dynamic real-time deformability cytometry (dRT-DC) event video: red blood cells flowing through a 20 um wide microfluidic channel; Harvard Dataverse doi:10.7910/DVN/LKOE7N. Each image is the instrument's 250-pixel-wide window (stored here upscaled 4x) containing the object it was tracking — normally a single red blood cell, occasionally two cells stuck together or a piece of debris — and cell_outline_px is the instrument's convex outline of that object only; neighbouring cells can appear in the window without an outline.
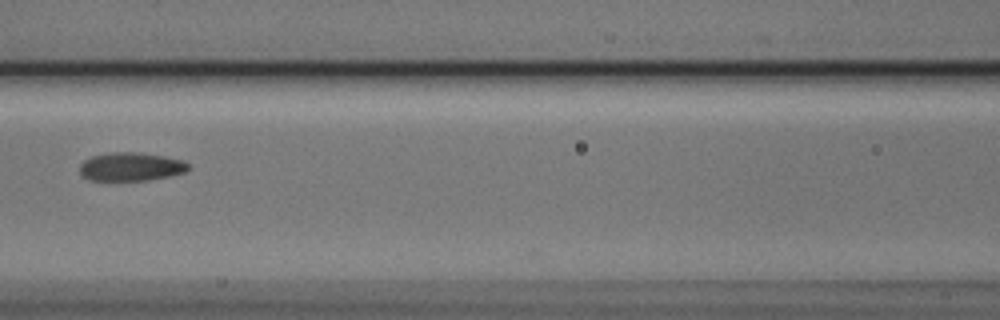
{"species": "Egyptian fruit bat (a non-hibernating species)", "species_latin": "Rousettus aegyptiacus", "temperature_condition": "cold", "stored_images_in_passage": 10, "camera_frame_rate_fps": 3000, "um_per_image_px": 0.085, "animal": {"sex": "male"}, "frame": {"image": 1, "passage_image": 7, "time_ms": 2.0, "image_size_px": [1000, 320], "cell_outline_px": [[192, 168], [184, 172], [168, 176], [148, 180], [88, 180], [80, 172], [80, 164], [84, 160], [92, 156], [108, 152], [140, 152], [164, 156], [184, 160]], "centroid_in_image_um": [11.14, 14.15], "position_along_channel_um": 155.5, "area_um2": 18.09}}
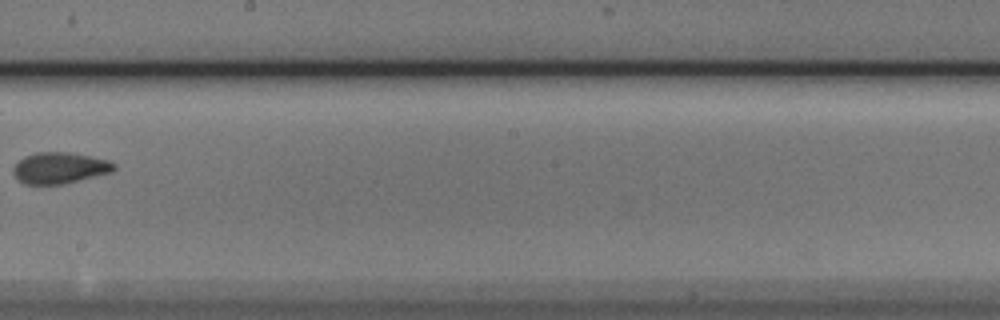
{"frame": {"image": 2, "passage_image": 9, "time_ms": 2.667, "image_size_px": [1000, 320], "cell_outline_px": [[116, 168], [112, 172], [64, 184], [24, 184], [16, 180], [12, 172], [12, 168], [24, 156], [36, 152], [68, 152], [108, 160], [116, 164]], "centroid_in_image_um": [5.04, 14.28], "position_along_channel_um": 243.2, "area_um2": 18.44}}
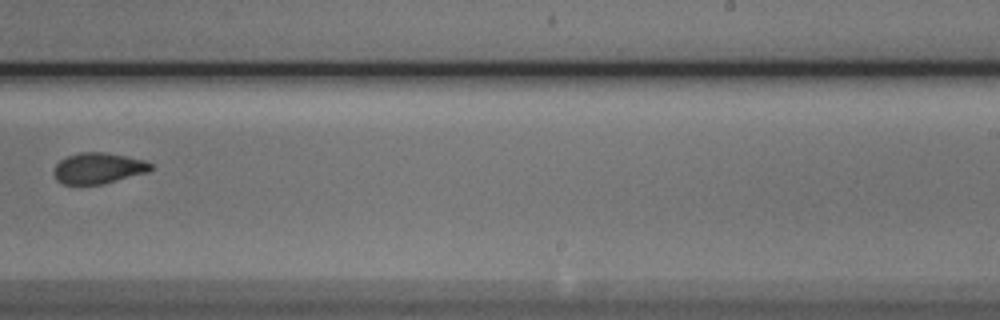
{"frame": {"image": 3, "passage_image": 10, "time_ms": 3.0, "image_size_px": [1000, 320], "cell_outline_px": [[152, 168], [148, 172], [104, 184], [76, 188], [64, 184], [56, 180], [52, 172], [52, 168], [60, 160], [68, 156], [80, 152], [104, 152], [144, 160], [152, 164]], "centroid_in_image_um": [8.27, 14.35], "position_along_channel_um": 280.7, "area_um2": 18.09}}